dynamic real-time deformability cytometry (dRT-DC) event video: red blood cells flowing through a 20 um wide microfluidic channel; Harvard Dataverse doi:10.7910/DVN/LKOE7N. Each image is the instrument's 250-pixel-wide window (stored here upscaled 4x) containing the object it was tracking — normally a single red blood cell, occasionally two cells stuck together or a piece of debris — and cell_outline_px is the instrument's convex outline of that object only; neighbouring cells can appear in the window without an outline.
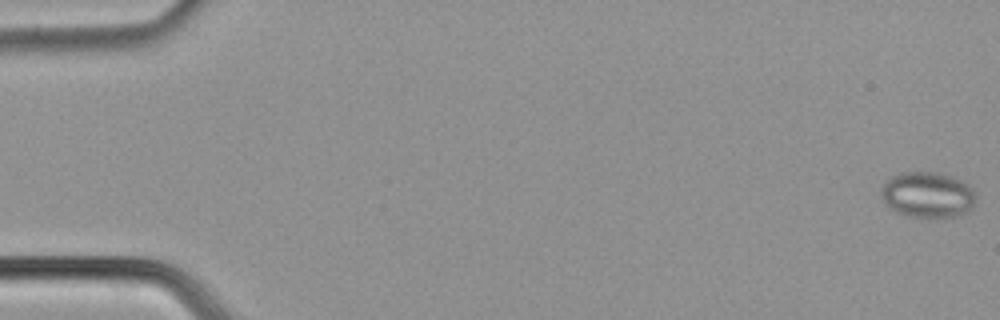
{"species": "common noctule bat (a hibernating species)", "species_latin": "Nyctalus noctula", "temperature_condition": "cold", "stored_images_in_passage": 56, "camera_frame_rate_fps": 3000, "um_per_image_px": 0.085, "animal": {"sex": "male", "body_mass_g": 21.5, "forearm_length_mm": 52.0}, "frame": {"image": 1, "passage_image": 1, "time_ms": 0.0, "image_size_px": [1000, 320], "cell_outline_px": [[976, 200], [972, 208], [956, 216], [908, 216], [896, 212], [888, 208], [884, 204], [880, 196], [880, 188], [892, 176], [900, 172], [940, 172], [952, 176], [968, 184], [972, 188], [976, 196]], "centroid_in_image_um": [78.81, 16.54], "position_along_channel_um": 6.2, "area_um2": 25.37}}
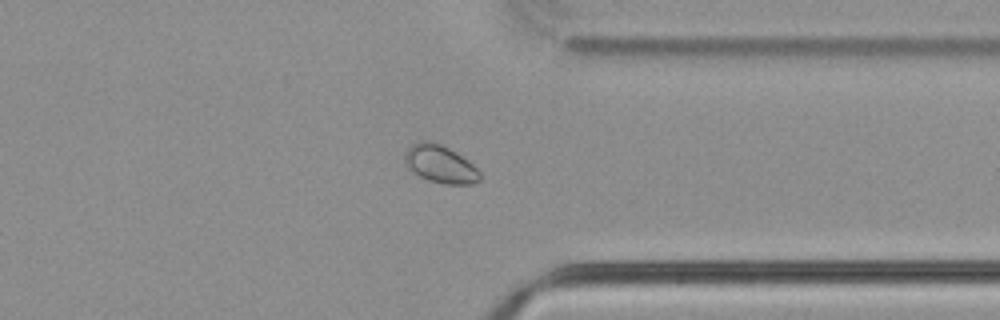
{"frame": {"image": 2, "passage_image": 44, "time_ms": 14.333, "image_size_px": [1000, 320], "cell_outline_px": [[480, 180], [472, 184], [444, 184], [428, 180], [420, 176], [408, 168], [404, 160], [404, 152], [412, 144], [420, 140], [424, 140], [440, 144], [448, 148], [468, 160], [480, 172]], "centroid_in_image_um": [37.4, 13.95], "position_along_channel_um": 374.0, "area_um2": 16.42}}
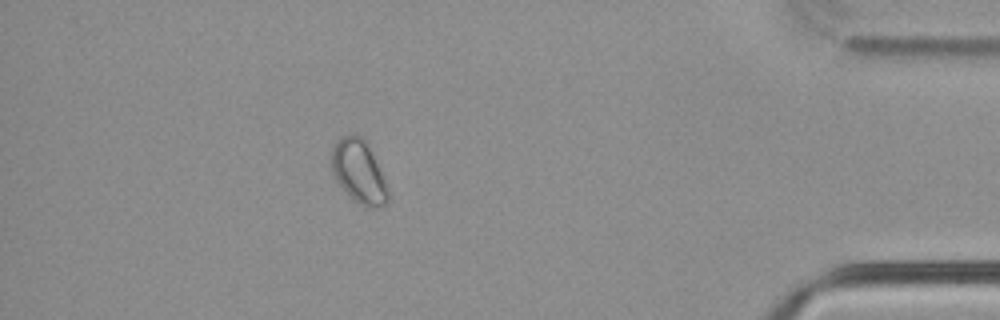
{"frame": {"image": 3, "passage_image": 50, "time_ms": 16.333, "image_size_px": [1000, 320], "cell_outline_px": [[388, 204], [372, 208], [368, 208], [352, 200], [348, 196], [336, 180], [332, 168], [332, 148], [336, 140], [340, 136], [352, 132], [360, 136], [364, 140], [384, 180], [388, 192]], "centroid_in_image_um": [30.46, 14.6], "position_along_channel_um": 404.7, "area_um2": 20.46}, "authors_computed_cell_mechanics": {"area_um2": 18.9873, "velocity_mm_per_s": 3.77, "shape_relaxation_time_tau1_ms": null, "shape_relaxation_time_tau2_ms": 4.7389, "deformation_change_tau1": null, "deformation_change_tau2": 0.025}}